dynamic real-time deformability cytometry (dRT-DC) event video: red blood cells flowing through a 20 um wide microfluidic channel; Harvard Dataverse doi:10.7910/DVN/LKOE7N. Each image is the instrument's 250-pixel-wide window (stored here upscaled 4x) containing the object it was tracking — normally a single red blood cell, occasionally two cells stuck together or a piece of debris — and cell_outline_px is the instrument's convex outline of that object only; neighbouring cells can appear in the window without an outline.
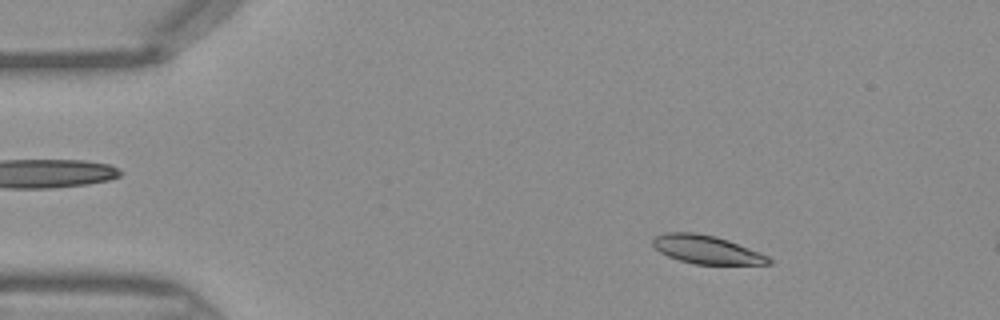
{"species": "Egyptian fruit bat (a non-hibernating species)", "species_latin": "Rousettus aegyptiacus", "temperature_condition": "warm", "stored_images_in_passage": 12, "camera_frame_rate_fps": 3000, "um_per_image_px": 0.085, "frame": {"image": 1, "passage_image": 6, "time_ms": 1.667, "image_size_px": [1000, 320], "cell_outline_px": [[772, 264], [696, 264], [680, 260], [668, 256], [660, 252], [652, 244], [652, 236], [664, 232], [696, 232], [716, 236], [728, 240], [760, 252], [768, 256], [772, 260]], "centroid_in_image_um": [60.04, 21.2], "position_along_channel_um": 25.0, "area_um2": 19.25}}